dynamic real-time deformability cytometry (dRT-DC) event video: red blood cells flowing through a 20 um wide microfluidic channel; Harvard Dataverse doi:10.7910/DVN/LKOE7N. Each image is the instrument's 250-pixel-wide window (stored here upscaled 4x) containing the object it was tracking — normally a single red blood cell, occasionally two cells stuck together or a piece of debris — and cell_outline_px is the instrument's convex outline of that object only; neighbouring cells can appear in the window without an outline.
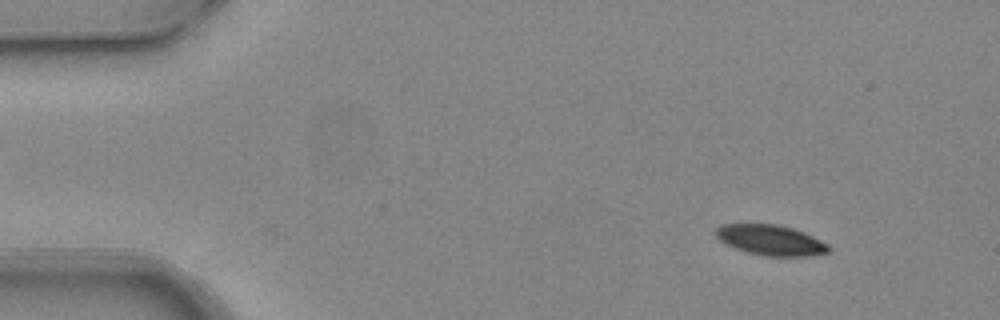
{"species": "common noctule bat (a hibernating species)", "species_latin": "Nyctalus noctula", "temperature_condition": "warm", "stored_images_in_passage": 3, "camera_frame_rate_fps": 3000, "um_per_image_px": 0.085, "animal": {"sex": "female", "body_mass_g": 24.6, "forearm_length_mm": 56.2}, "frame": {"image": 1, "passage_image": 1, "time_ms": 0.0, "image_size_px": [1000, 320], "cell_outline_px": [[828, 252], [812, 256], [764, 256], [748, 252], [724, 244], [716, 236], [716, 228], [724, 224], [776, 224], [792, 228], [804, 232], [828, 244]], "centroid_in_image_um": [65.5, 20.41], "position_along_channel_um": 19.5, "area_um2": 19.83}}
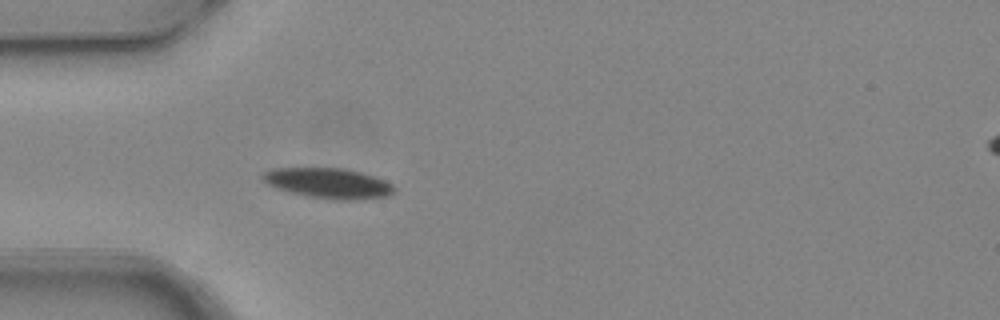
{"frame": {"image": 2, "passage_image": 3, "time_ms": 0.667, "image_size_px": [1000, 320], "cell_outline_px": [[396, 192], [388, 196], [352, 200], [332, 200], [308, 196], [276, 188], [268, 184], [260, 176], [264, 172], [272, 168], [344, 168], [360, 172], [384, 180], [392, 184], [396, 188]], "centroid_in_image_um": [27.93, 15.57], "position_along_channel_um": 57.1, "area_um2": 23.18}}